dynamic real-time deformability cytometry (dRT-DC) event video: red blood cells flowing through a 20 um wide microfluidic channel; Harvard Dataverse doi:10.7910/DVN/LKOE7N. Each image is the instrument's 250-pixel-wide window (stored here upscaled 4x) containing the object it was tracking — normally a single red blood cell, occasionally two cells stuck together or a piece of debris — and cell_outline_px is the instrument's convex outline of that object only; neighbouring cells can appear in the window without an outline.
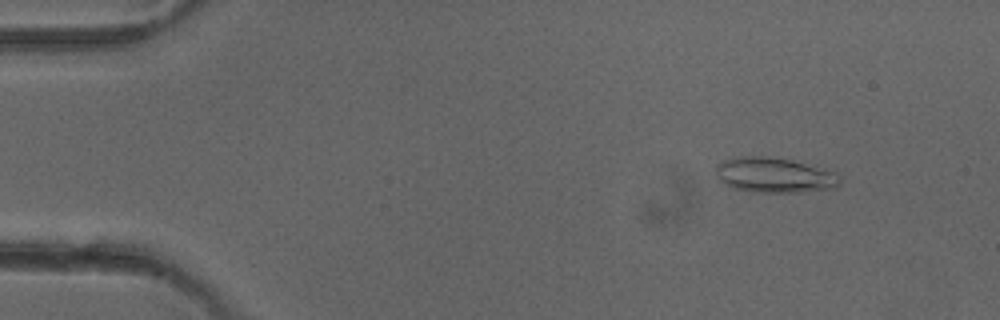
{"species": "common noctule bat (a hibernating species)", "species_latin": "Nyctalus noctula", "temperature_condition": "cold", "stored_images_in_passage": 4, "camera_frame_rate_fps": 3000, "um_per_image_px": 0.085, "animal": {"sex": "female"}, "frame": {"image": 1, "passage_image": 2, "time_ms": 1.333, "image_size_px": [1000, 320], "cell_outline_px": [[840, 184], [836, 188], [800, 192], [752, 192], [736, 188], [724, 184], [716, 176], [716, 164], [724, 160], [740, 156], [764, 156], [792, 160], [836, 172], [840, 176]], "centroid_in_image_um": [65.83, 14.89], "position_along_channel_um": 19.2, "area_um2": 25.43}}